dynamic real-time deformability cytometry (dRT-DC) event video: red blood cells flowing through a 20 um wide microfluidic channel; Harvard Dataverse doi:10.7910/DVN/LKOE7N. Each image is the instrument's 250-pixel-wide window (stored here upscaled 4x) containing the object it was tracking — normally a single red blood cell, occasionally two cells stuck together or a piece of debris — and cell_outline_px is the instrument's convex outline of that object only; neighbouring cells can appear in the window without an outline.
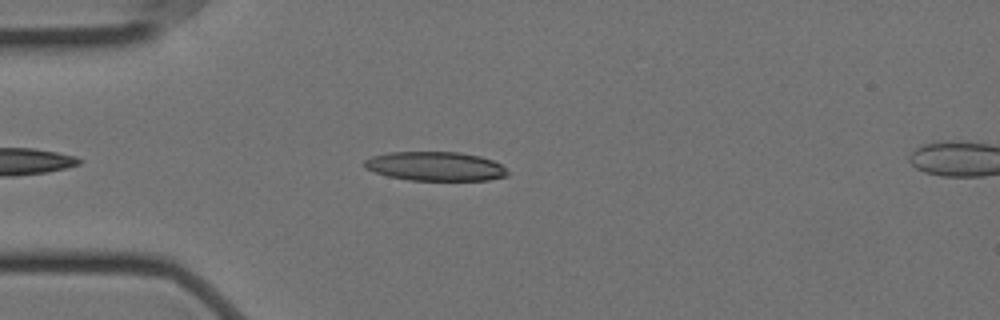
{"species": "Egyptian fruit bat (a non-hibernating species)", "species_latin": "Rousettus aegyptiacus", "temperature_condition": "cold", "stored_images_in_passage": 33, "camera_frame_rate_fps": 3000, "um_per_image_px": 0.085, "animal": {"sex": "female"}, "frame": {"image": 1, "passage_image": 7, "time_ms": 2.0, "image_size_px": [1000, 320], "cell_outline_px": [[508, 176], [488, 180], [408, 180], [388, 176], [364, 168], [364, 160], [372, 156], [392, 152], [460, 152], [480, 156], [492, 160], [500, 164], [508, 172]], "centroid_in_image_um": [37.0, 14.13], "position_along_channel_um": 48.0, "area_um2": 24.22}}
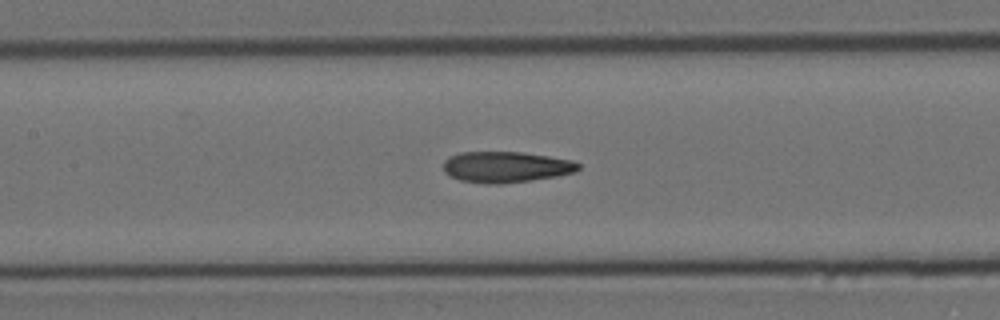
{"frame": {"image": 2, "passage_image": 18, "time_ms": 5.667, "image_size_px": [1000, 320], "cell_outline_px": [[580, 168], [576, 172], [556, 176], [532, 180], [500, 184], [484, 184], [460, 180], [444, 172], [444, 160], [448, 156], [460, 152], [524, 152], [572, 160], [580, 164]], "centroid_in_image_um": [43.0, 14.19], "position_along_channel_um": 164.4, "area_um2": 24.51}}
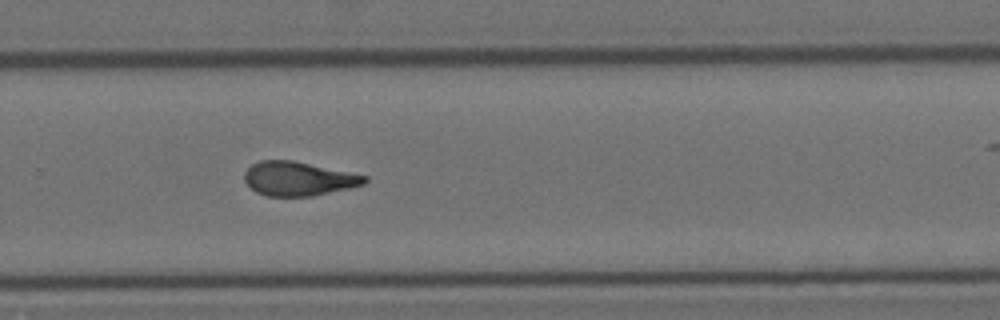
{"frame": {"image": 3, "passage_image": 30, "time_ms": 9.667, "image_size_px": [1000, 320], "cell_outline_px": [[368, 180], [364, 184], [348, 188], [312, 196], [268, 196], [256, 192], [244, 180], [244, 172], [252, 164], [260, 160], [292, 160], [368, 176]], "centroid_in_image_um": [25.35, 15.18], "position_along_channel_um": 304.5, "area_um2": 23.64}}